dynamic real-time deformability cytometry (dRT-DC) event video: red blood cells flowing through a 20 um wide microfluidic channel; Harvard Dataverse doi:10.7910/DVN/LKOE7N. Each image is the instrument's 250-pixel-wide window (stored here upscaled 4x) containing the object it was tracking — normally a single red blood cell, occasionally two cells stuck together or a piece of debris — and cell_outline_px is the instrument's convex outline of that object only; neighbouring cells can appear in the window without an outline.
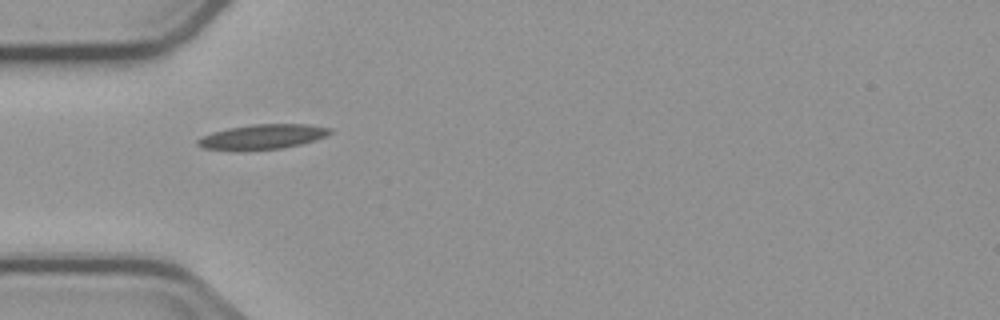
{"species": "common noctule bat (a hibernating species)", "species_latin": "Nyctalus noctula", "temperature_condition": "cold", "stored_images_in_passage": 6, "camera_frame_rate_fps": 3000, "um_per_image_px": 0.085, "animal": {"sex": "male", "body_mass_g": 23.1, "forearm_length_mm": 52.7}, "frame": {"image": 1, "passage_image": 5, "time_ms": 6.333, "image_size_px": [1000, 320], "cell_outline_px": [[332, 132], [316, 140], [284, 148], [248, 152], [232, 152], [204, 148], [196, 144], [196, 140], [212, 132], [228, 128], [252, 124], [308, 124], [332, 128]], "centroid_in_image_um": [22.27, 11.66], "position_along_channel_um": 62.7, "area_um2": 19.77}}
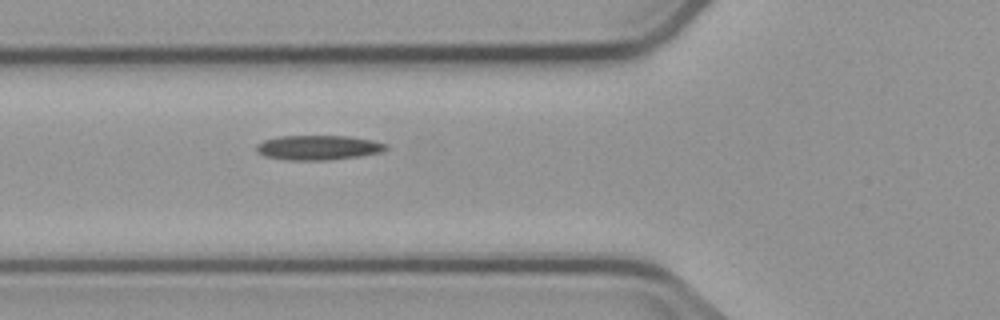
{"frame": {"image": 2, "passage_image": 6, "time_ms": 7.333, "image_size_px": [1000, 320], "cell_outline_px": [[388, 148], [384, 152], [360, 156], [328, 160], [288, 160], [264, 156], [256, 152], [256, 144], [264, 140], [276, 136], [348, 136], [372, 140], [388, 144]], "centroid_in_image_um": [27.05, 12.54], "position_along_channel_um": 98.7, "area_um2": 18.84}}